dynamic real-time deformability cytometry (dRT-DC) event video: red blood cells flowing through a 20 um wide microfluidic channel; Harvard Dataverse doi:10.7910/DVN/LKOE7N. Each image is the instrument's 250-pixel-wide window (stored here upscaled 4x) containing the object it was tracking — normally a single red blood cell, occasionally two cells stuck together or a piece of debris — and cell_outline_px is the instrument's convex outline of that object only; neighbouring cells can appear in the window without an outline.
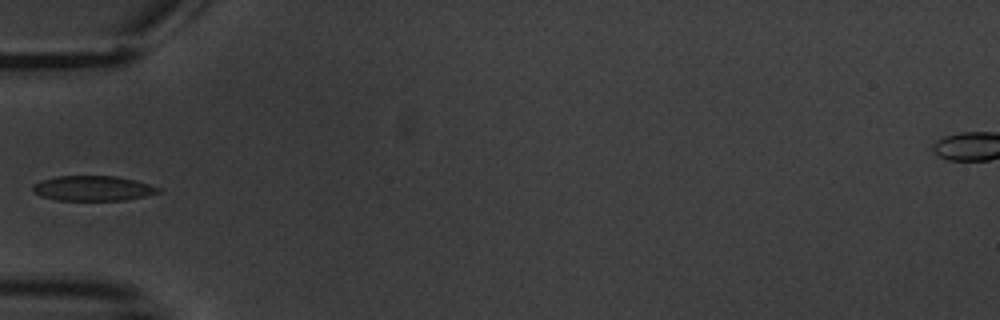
{"species": "common noctule bat (a hibernating species)", "species_latin": "Nyctalus noctula", "temperature_condition": "warm", "stored_images_in_passage": 3, "camera_frame_rate_fps": 3000, "um_per_image_px": 0.085, "animal": {"sex": "male", "body_mass_g": 20.1, "forearm_length_mm": 53.5}, "frame": {"image": 1, "passage_image": 3, "time_ms": 3.333, "image_size_px": [1000, 320], "cell_outline_px": [[160, 192], [144, 196], [124, 200], [56, 200], [40, 196], [32, 192], [32, 184], [40, 180], [56, 176], [116, 176], [136, 180], [160, 188]], "centroid_in_image_um": [7.83, 16.0], "position_along_channel_um": 77.2, "area_um2": 18.38}}